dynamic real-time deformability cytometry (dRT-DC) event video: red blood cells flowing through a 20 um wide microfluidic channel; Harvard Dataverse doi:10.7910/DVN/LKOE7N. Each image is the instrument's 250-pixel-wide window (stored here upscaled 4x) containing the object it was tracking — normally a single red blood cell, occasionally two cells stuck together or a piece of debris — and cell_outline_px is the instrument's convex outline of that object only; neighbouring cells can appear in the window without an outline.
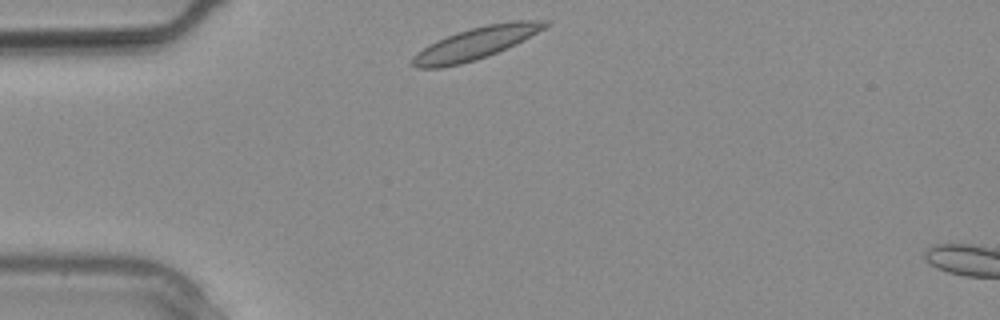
{"species": "common noctule bat (a hibernating species)", "species_latin": "Nyctalus noctula", "temperature_condition": "warm", "stored_images_in_passage": 2, "camera_frame_rate_fps": 3000, "um_per_image_px": 0.085, "animal": {"sex": "male", "body_mass_g": 20.4}, "frame": {"image": 1, "passage_image": 1, "time_ms": 0.0, "image_size_px": [1000, 320], "cell_outline_px": [[552, 24], [516, 44], [476, 60], [460, 64], [440, 68], [416, 68], [408, 64], [416, 52], [428, 44], [436, 40], [456, 32], [488, 24], [508, 20], [548, 20]], "centroid_in_image_um": [40.41, 3.67], "position_along_channel_um": 44.6, "area_um2": 24.97}}